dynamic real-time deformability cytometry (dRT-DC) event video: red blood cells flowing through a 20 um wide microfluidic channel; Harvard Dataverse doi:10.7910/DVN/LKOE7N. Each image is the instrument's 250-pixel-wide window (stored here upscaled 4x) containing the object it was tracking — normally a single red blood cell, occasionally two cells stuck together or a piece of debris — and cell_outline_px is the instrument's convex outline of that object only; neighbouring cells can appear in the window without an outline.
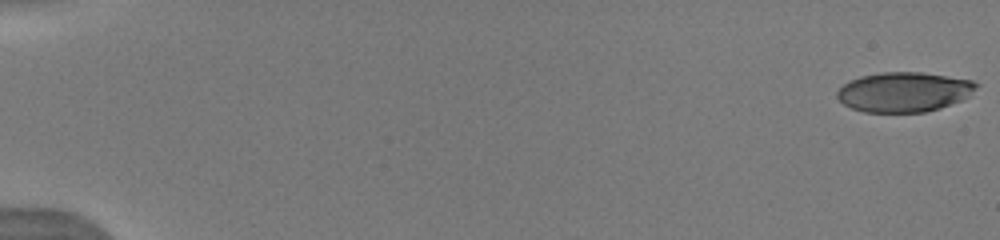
{"species": "human", "species_latin": "Homo sapiens", "temperature_condition": "warm", "stored_images_in_passage": 69, "camera_frame_rate_fps": 3000, "um_per_image_px": 0.085, "donor": {"sex": "male"}, "frame": {"image": 1, "passage_image": 1, "time_ms": 0.0, "image_size_px": [1000, 240], "cell_outline_px": [[980, 84], [968, 96], [960, 100], [940, 108], [924, 112], [864, 112], [852, 108], [844, 104], [836, 96], [836, 92], [844, 84], [860, 76], [880, 72], [920, 72], [972, 80]], "centroid_in_image_um": [76.83, 7.81], "position_along_channel_um": 8.2, "area_um2": 32.08}}
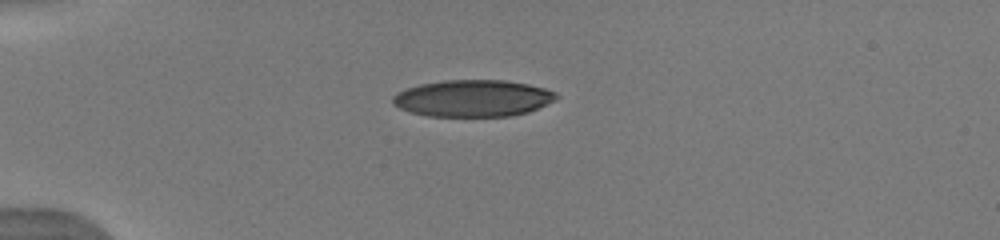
{"frame": {"image": 2, "passage_image": 19, "time_ms": 4.667, "image_size_px": [1000, 240], "cell_outline_px": [[560, 96], [556, 100], [528, 112], [512, 116], [428, 116], [412, 112], [400, 108], [392, 104], [392, 96], [396, 92], [420, 84], [444, 80], [504, 80], [528, 84], [544, 88], [556, 92]], "centroid_in_image_um": [40.21, 8.35], "position_along_channel_um": 44.8, "area_um2": 35.14}}
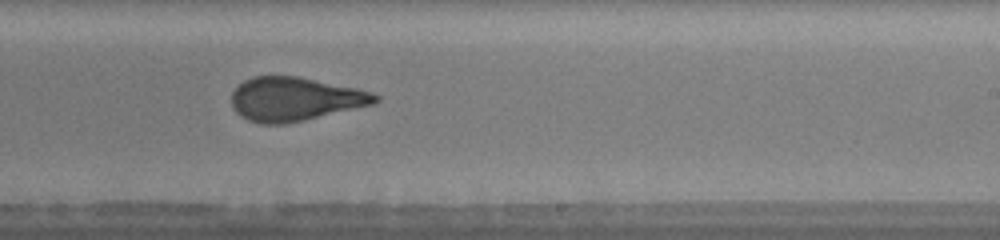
{"frame": {"image": 3, "passage_image": 44, "time_ms": 11.0, "image_size_px": [1000, 240], "cell_outline_px": [[380, 100], [376, 104], [304, 120], [284, 124], [260, 124], [248, 120], [240, 116], [232, 108], [232, 92], [244, 80], [252, 76], [296, 76], [356, 88], [372, 92], [380, 96]], "centroid_in_image_um": [25.07, 8.43], "position_along_channel_um": 263.9, "area_um2": 36.7}, "authors_computed_cell_mechanics": {"area_um2": 35.836, "velocity_mm_per_s": 4.0255, "shape_relaxation_time_tau1_ms": 5.4974, "shape_relaxation_time_tau2_ms": 1.1165, "deformation_change_tau1": 0.2202, "deformation_change_tau2": 0.0941}}